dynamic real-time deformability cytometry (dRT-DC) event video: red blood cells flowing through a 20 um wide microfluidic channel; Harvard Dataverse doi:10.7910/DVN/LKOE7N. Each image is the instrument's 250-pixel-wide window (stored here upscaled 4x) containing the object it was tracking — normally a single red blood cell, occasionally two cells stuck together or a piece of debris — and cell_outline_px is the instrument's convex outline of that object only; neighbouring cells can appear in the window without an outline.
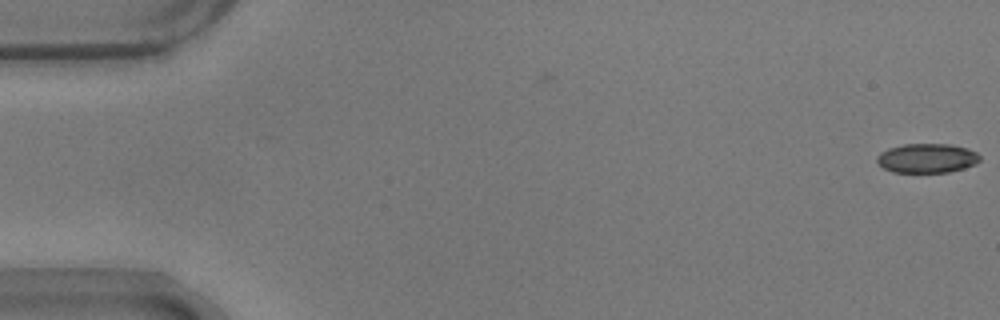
{"species": "common noctule bat (a hibernating species)", "species_latin": "Nyctalus noctula", "temperature_condition": "warm", "stored_images_in_passage": 5, "camera_frame_rate_fps": 3000, "um_per_image_px": 0.085, "animal": {"sex": "male", "body_mass_g": 17.9}, "frame": {"image": 1, "passage_image": 5, "time_ms": 1.333, "image_size_px": [1000, 320], "cell_outline_px": [[980, 160], [976, 164], [964, 168], [948, 172], [892, 172], [884, 168], [876, 160], [876, 156], [880, 152], [888, 148], [904, 144], [948, 144], [968, 148], [976, 152], [980, 156]], "centroid_in_image_um": [78.79, 13.44], "position_along_channel_um": 6.2, "area_um2": 17.63}}